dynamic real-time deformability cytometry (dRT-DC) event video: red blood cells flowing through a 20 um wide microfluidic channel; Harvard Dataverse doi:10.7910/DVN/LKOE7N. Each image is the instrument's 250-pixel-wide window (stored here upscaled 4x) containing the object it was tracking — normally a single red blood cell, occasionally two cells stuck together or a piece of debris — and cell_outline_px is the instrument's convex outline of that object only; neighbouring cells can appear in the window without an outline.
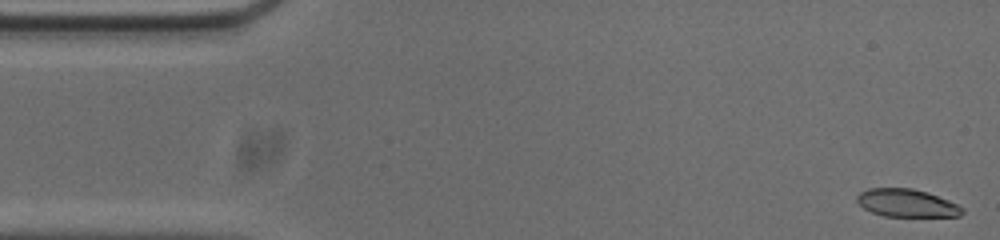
{"species": "common noctule bat (a hibernating species)", "species_latin": "Nyctalus noctula", "temperature_condition": "cold", "stored_images_in_passage": 53, "camera_frame_rate_fps": 3000, "um_per_image_px": 0.085, "animal": {"sex": "male", "body_mass_g": 20.0, "forearm_length_mm": 53.3}, "frame": {"image": 1, "passage_image": 1, "time_ms": 0.0, "image_size_px": [1000, 240], "cell_outline_px": [[964, 212], [960, 216], [884, 216], [872, 212], [864, 208], [856, 200], [856, 196], [860, 192], [868, 188], [912, 188], [928, 192], [948, 200], [964, 208]], "centroid_in_image_um": [77.07, 17.25], "position_along_channel_um": 7.9, "area_um2": 17.05}}
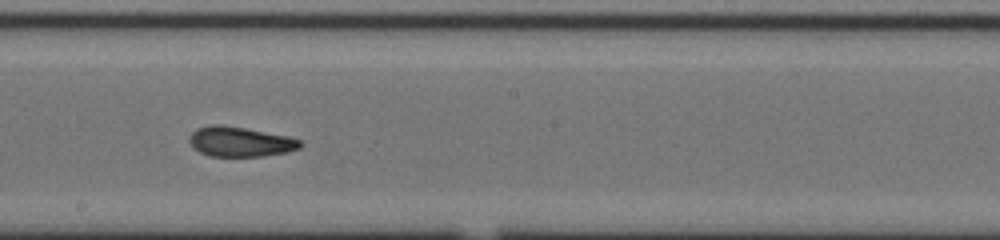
{"frame": {"image": 2, "passage_image": 28, "time_ms": 9.0, "image_size_px": [1000, 240], "cell_outline_px": [[304, 144], [300, 148], [288, 152], [260, 156], [208, 156], [200, 152], [188, 140], [188, 136], [196, 128], [212, 124], [220, 124], [244, 128], [288, 136], [300, 140]], "centroid_in_image_um": [20.41, 12.04], "position_along_channel_um": 227.8, "area_um2": 19.31}}
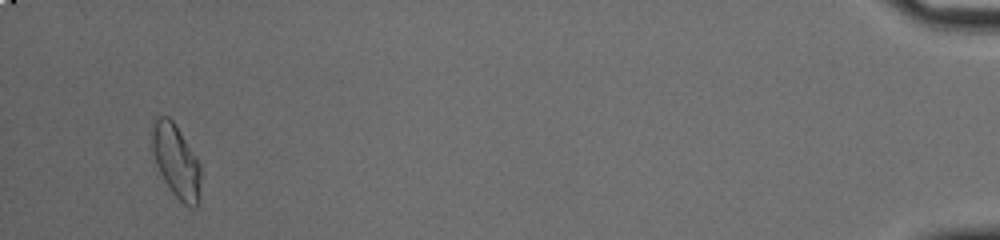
{"frame": {"image": 3, "passage_image": 51, "time_ms": 16.667, "image_size_px": [1000, 240], "cell_outline_px": [[200, 204], [196, 208], [184, 204], [168, 188], [156, 164], [152, 152], [152, 116], [156, 112], [168, 116], [172, 120], [180, 132], [200, 164]], "centroid_in_image_um": [14.94, 13.66], "position_along_channel_um": 420.3, "area_um2": 21.04}, "authors_computed_cell_mechanics": {"area_um2": 19.1318, "velocity_mm_per_s": 3.6998, "shape_relaxation_time_tau1_ms": null, "shape_relaxation_time_tau2_ms": 3.5846, "deformation_change_tau1": null, "deformation_change_tau2": 0.1048}}